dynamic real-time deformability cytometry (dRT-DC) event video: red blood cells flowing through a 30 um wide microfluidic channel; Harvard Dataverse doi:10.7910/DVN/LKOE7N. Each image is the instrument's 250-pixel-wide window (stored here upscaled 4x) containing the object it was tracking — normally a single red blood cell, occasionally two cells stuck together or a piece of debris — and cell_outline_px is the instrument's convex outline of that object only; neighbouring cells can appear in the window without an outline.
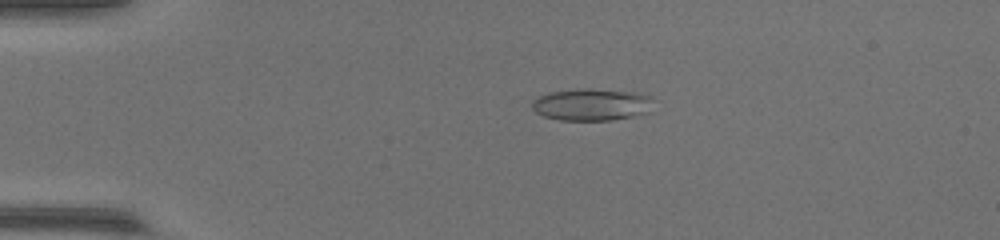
{"species": "common noctule bat (a hibernating species)", "species_latin": "Nyctalus noctula", "temperature_condition": "warm", "stored_images_in_passage": 45, "camera_frame_rate_fps": 3000, "um_per_image_px": 0.085, "animal": {"sex": "female", "body_mass_g": 17.0, "forearm_length_mm": 48.0}, "frame": {"image": 1, "passage_image": 3, "time_ms": 0.667, "image_size_px": [1000, 240], "cell_outline_px": [[652, 112], [612, 120], [560, 120], [544, 116], [536, 112], [532, 108], [532, 100], [548, 92], [580, 88], [588, 88], [640, 92], [652, 96]], "centroid_in_image_um": [50.34, 8.87], "position_along_channel_um": 34.7, "area_um2": 23.06}}
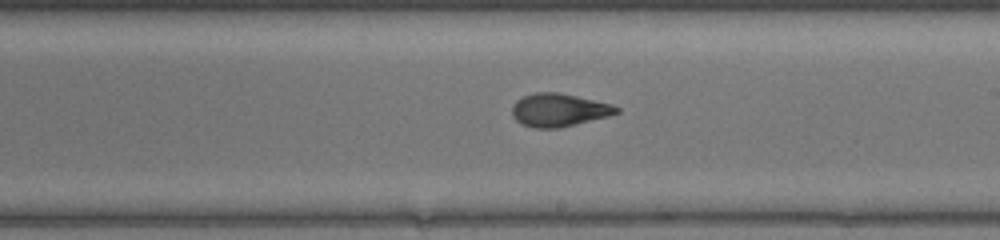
{"frame": {"image": 2, "passage_image": 23, "time_ms": 7.333, "image_size_px": [1000, 240], "cell_outline_px": [[620, 112], [608, 116], [560, 128], [532, 128], [520, 124], [512, 116], [512, 104], [516, 100], [524, 96], [536, 92], [556, 92], [576, 96], [612, 104], [620, 108]], "centroid_in_image_um": [47.48, 9.36], "position_along_channel_um": 241.5, "area_um2": 20.17}}
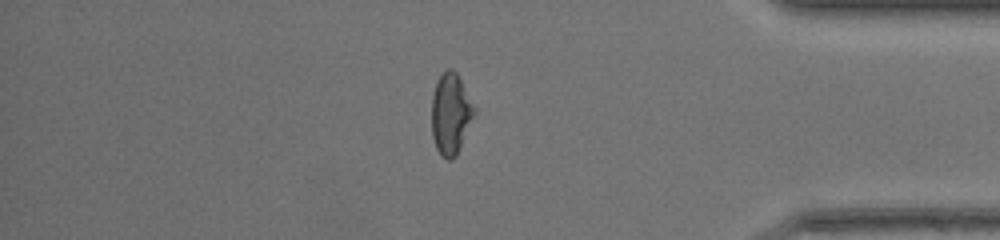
{"frame": {"image": 3, "passage_image": 37, "time_ms": 12.0, "image_size_px": [1000, 240], "cell_outline_px": [[476, 112], [456, 156], [452, 160], [448, 160], [440, 156], [436, 148], [432, 136], [432, 96], [436, 80], [448, 68], [452, 68], [456, 72], [476, 108]], "centroid_in_image_um": [38.3, 9.69], "position_along_channel_um": 396.9, "area_um2": 20.23}}